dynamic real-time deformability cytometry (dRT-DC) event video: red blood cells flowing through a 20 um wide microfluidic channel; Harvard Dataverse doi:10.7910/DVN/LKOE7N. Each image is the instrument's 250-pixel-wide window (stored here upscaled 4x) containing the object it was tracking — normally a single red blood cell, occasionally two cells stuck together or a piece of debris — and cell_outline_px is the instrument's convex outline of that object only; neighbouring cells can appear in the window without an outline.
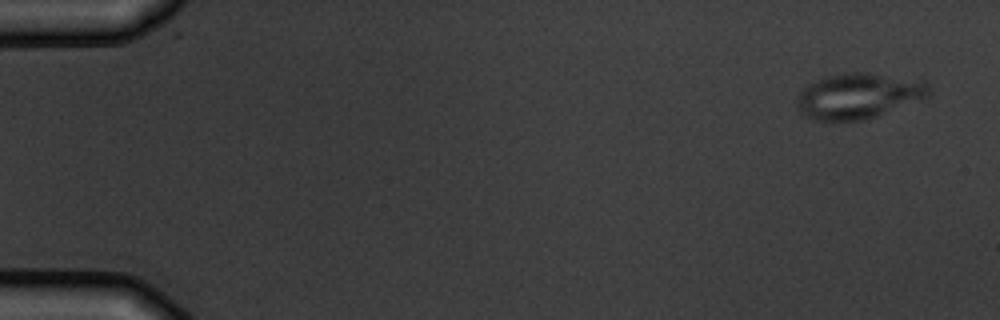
{"species": "common noctule bat (a hibernating species)", "species_latin": "Nyctalus noctula", "temperature_condition": "warm", "stored_images_in_passage": 5, "camera_frame_rate_fps": 3000, "um_per_image_px": 0.085, "animal": {"sex": "male", "body_mass_g": 19.5, "forearm_length_mm": 54.6}, "frame": {"image": 1, "passage_image": 1, "time_ms": 0.0, "image_size_px": [1000, 320], "cell_outline_px": [[932, 96], [876, 116], [864, 120], [816, 120], [804, 116], [796, 104], [796, 100], [800, 92], [808, 84], [824, 76], [844, 72], [868, 72], [924, 80], [928, 84], [932, 92]], "centroid_in_image_um": [73.01, 8.13], "position_along_channel_um": 12.0, "area_um2": 35.37}}